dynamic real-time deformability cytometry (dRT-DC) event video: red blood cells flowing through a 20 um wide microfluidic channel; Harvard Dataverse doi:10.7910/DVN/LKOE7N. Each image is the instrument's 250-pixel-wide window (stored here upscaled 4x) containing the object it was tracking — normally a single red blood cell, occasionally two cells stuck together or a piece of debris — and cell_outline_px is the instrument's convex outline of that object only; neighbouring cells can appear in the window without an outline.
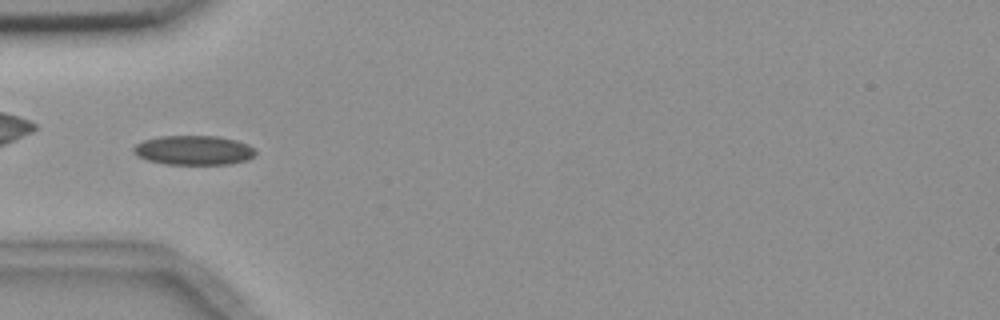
{"species": "common noctule bat (a hibernating species)", "species_latin": "Nyctalus noctula", "temperature_condition": "room temperature", "stored_images_in_passage": 6, "camera_frame_rate_fps": 3000, "um_per_image_px": 0.085, "animal": {"sex": "female", "body_mass_g": 18.4}, "frame": {"image": 1, "passage_image": 5, "time_ms": 4.667, "image_size_px": [1000, 320], "cell_outline_px": [[256, 152], [248, 160], [232, 164], [164, 164], [148, 160], [136, 156], [132, 152], [132, 148], [136, 144], [144, 140], [160, 136], [216, 136], [236, 140], [248, 144]], "centroid_in_image_um": [16.43, 12.77], "position_along_channel_um": 68.6, "area_um2": 20.98}}